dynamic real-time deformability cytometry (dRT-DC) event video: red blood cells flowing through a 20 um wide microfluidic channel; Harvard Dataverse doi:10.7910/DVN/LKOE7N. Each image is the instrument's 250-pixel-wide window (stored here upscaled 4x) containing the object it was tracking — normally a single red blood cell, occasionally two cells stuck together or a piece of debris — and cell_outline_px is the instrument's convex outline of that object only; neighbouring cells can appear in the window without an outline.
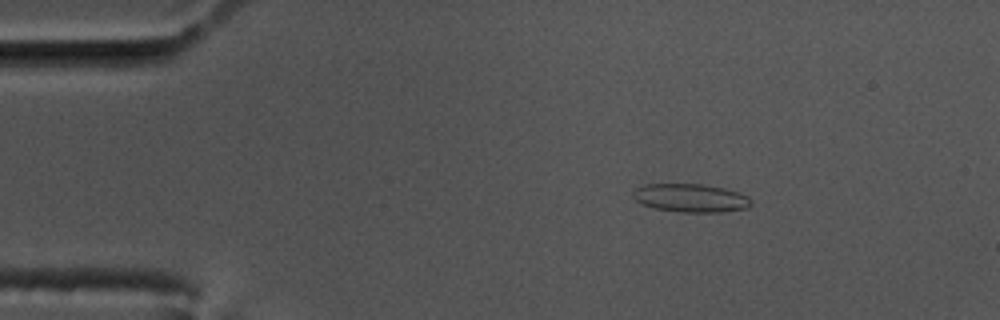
{"species": "common noctule bat (a hibernating species)", "species_latin": "Nyctalus noctula", "temperature_condition": "cold", "stored_images_in_passage": 49, "camera_frame_rate_fps": 3000, "um_per_image_px": 0.085, "animal": {"sex": "male", "body_mass_g": 17.5, "forearm_length_mm": 52.3}, "frame": {"image": 1, "passage_image": 1, "time_ms": 0.0, "image_size_px": [1000, 320], "cell_outline_px": [[752, 204], [748, 208], [720, 212], [680, 212], [652, 208], [640, 204], [632, 196], [632, 192], [636, 188], [644, 184], [704, 184], [724, 188], [740, 192], [748, 196], [752, 200]], "centroid_in_image_um": [58.71, 16.83], "position_along_channel_um": 26.3, "area_um2": 19.83}}
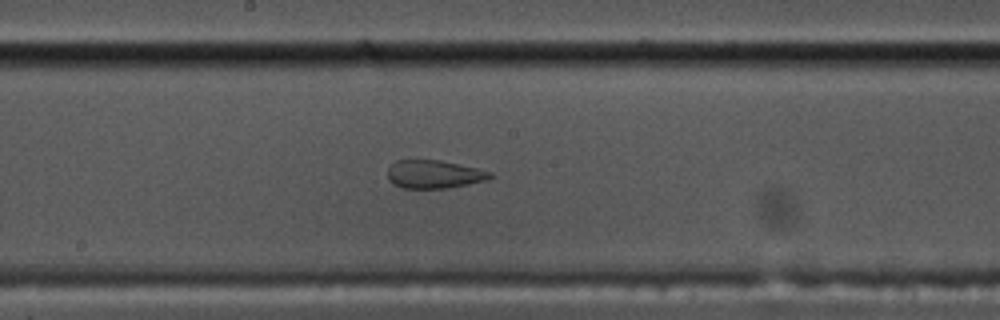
{"frame": {"image": 2, "passage_image": 22, "time_ms": 7.0, "image_size_px": [1000, 320], "cell_outline_px": [[496, 176], [488, 180], [448, 188], [404, 188], [388, 180], [388, 168], [396, 160], [440, 160], [476, 168], [492, 172]], "centroid_in_image_um": [36.94, 14.81], "position_along_channel_um": 211.3, "area_um2": 16.82}}
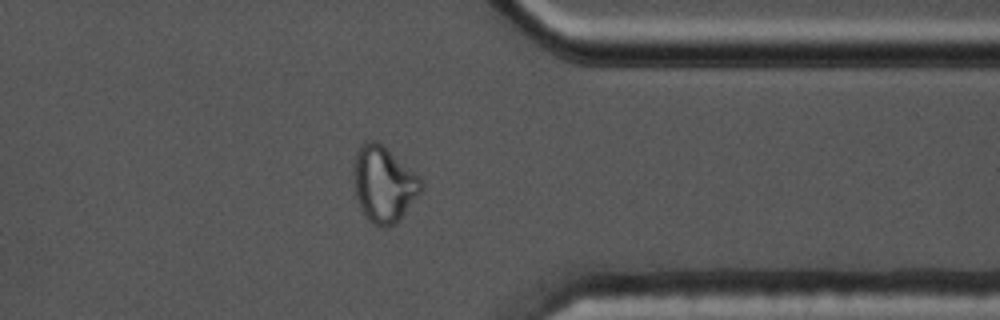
{"frame": {"image": 3, "passage_image": 37, "time_ms": 12.0, "image_size_px": [1000, 320], "cell_outline_px": [[424, 184], [420, 192], [400, 220], [396, 224], [376, 224], [368, 220], [360, 208], [356, 196], [352, 180], [352, 172], [356, 152], [360, 144], [372, 140], [376, 140], [420, 176]], "centroid_in_image_um": [32.6, 15.62], "position_along_channel_um": 378.8, "area_um2": 29.71}}